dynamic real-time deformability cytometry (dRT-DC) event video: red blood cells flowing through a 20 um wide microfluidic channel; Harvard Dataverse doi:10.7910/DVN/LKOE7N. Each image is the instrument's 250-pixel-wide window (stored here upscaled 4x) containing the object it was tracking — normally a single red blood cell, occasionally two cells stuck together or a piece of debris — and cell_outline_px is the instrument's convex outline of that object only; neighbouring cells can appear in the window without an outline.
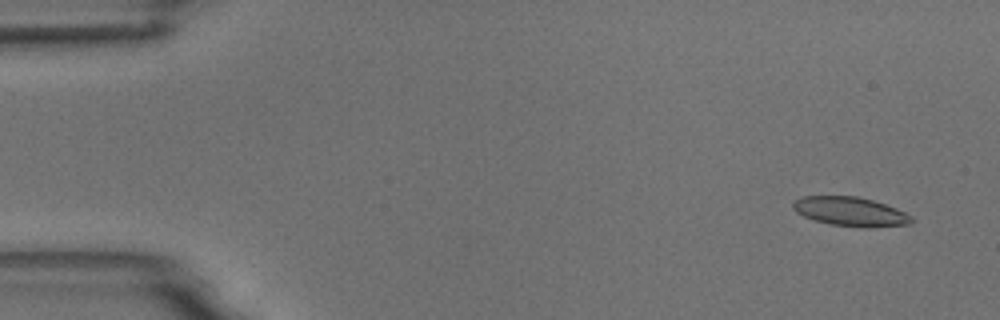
{"species": "common noctule bat (a hibernating species)", "species_latin": "Nyctalus noctula", "temperature_condition": "room temperature", "stored_images_in_passage": 6, "camera_frame_rate_fps": 3000, "um_per_image_px": 0.085, "animal": {"sex": "male", "body_mass_g": 18.8}, "frame": {"image": 1, "passage_image": 2, "time_ms": 1.0, "image_size_px": [1000, 320], "cell_outline_px": [[912, 224], [872, 228], [864, 228], [828, 224], [804, 216], [796, 212], [792, 208], [792, 204], [796, 200], [804, 196], [856, 196], [872, 200], [896, 208], [912, 216]], "centroid_in_image_um": [72.31, 18.0], "position_along_channel_um": 12.7, "area_um2": 20.17}}
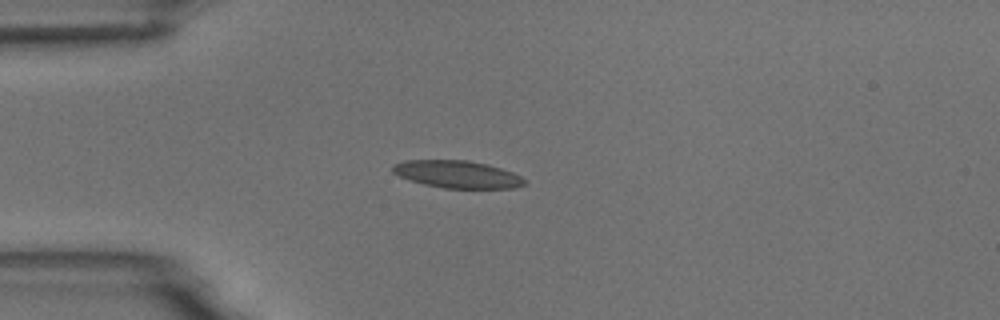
{"frame": {"image": 2, "passage_image": 5, "time_ms": 4.667, "image_size_px": [1000, 320], "cell_outline_px": [[528, 184], [516, 188], [444, 188], [424, 184], [400, 176], [392, 172], [392, 164], [404, 160], [468, 160], [500, 168], [512, 172], [528, 180]], "centroid_in_image_um": [38.9, 14.82], "position_along_channel_um": 46.1, "area_um2": 21.04}}